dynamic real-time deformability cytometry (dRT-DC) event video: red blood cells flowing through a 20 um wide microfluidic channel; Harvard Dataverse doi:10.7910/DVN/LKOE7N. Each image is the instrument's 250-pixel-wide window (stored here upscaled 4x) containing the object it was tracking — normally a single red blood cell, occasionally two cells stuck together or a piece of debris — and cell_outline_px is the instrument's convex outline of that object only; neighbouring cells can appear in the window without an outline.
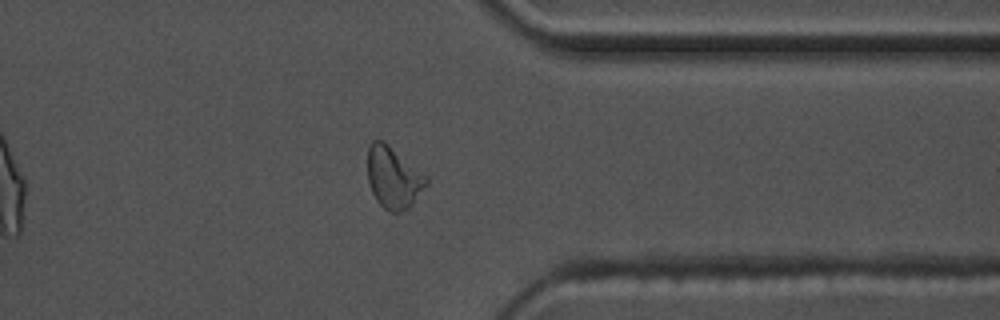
{"species": "common noctule bat (a hibernating species)", "species_latin": "Nyctalus noctula", "temperature_condition": "warm", "stored_images_in_passage": 42, "camera_frame_rate_fps": 3000, "um_per_image_px": 0.085, "animal": {"sex": "male", "body_mass_g": 17.5, "forearm_length_mm": 52.3}, "frame": {"image": 1, "passage_image": 30, "time_ms": 9.667, "image_size_px": [1000, 320], "cell_outline_px": [[428, 184], [412, 204], [408, 208], [400, 212], [388, 212], [376, 200], [372, 192], [368, 180], [368, 148], [372, 140], [384, 140], [428, 176]], "centroid_in_image_um": [33.45, 15.08], "position_along_channel_um": 377.9, "area_um2": 21.27}, "authors_computed_cell_mechanics": {"area_um2": 18.9873, "velocity_mm_per_s": 3.6323, "shape_relaxation_time_tau1_ms": 4.5576, "shape_relaxation_time_tau2_ms": 2.0858, "deformation_change_tau1": 0.1673, "deformation_change_tau2": 0.0836}}